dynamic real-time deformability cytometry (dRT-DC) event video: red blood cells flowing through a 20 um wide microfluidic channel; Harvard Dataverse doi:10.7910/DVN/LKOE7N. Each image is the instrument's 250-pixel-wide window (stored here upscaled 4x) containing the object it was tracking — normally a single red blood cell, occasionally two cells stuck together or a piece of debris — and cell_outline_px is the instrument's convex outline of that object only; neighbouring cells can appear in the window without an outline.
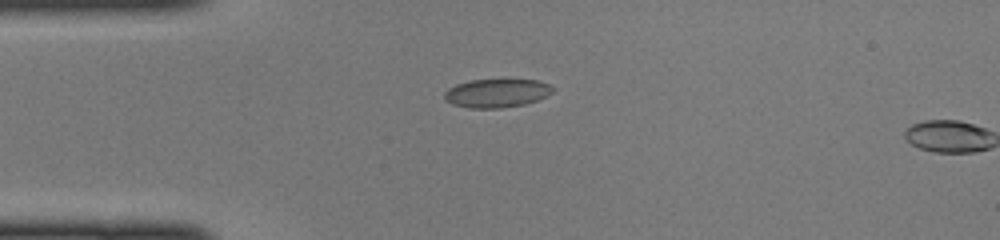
{"species": "common noctule bat (a hibernating species)", "species_latin": "Nyctalus noctula", "temperature_condition": "cold", "stored_images_in_passage": 2, "camera_frame_rate_fps": 3000, "um_per_image_px": 0.085, "animal": {"sex": "female", "body_mass_g": 22.0, "forearm_length_mm": 56.7}, "frame": {"image": 1, "passage_image": 1, "time_ms": 0.0, "image_size_px": [1000, 240], "cell_outline_px": [[556, 88], [552, 92], [536, 100], [524, 104], [500, 108], [468, 108], [452, 104], [444, 100], [444, 92], [448, 88], [456, 84], [472, 80], [540, 80]], "centroid_in_image_um": [42.19, 7.92], "position_along_channel_um": 42.8, "area_um2": 17.98}}